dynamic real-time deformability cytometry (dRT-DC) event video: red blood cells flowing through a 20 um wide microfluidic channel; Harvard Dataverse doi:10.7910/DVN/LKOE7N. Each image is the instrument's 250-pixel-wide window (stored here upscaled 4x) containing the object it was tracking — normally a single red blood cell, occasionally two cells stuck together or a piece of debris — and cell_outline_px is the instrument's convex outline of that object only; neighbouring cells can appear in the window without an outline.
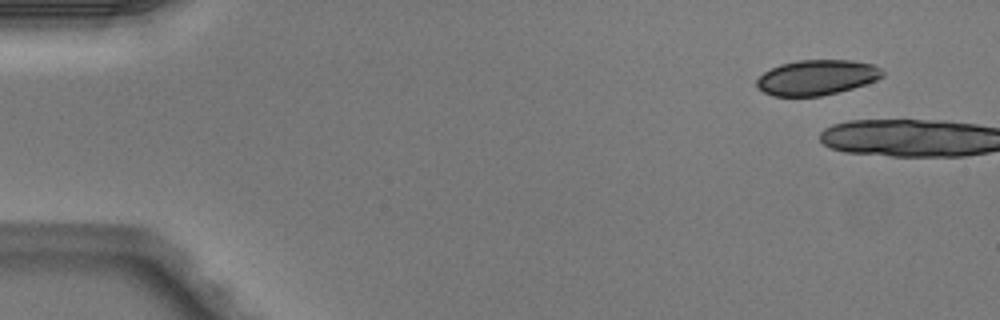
{"species": "Egyptian fruit bat (a non-hibernating species)", "species_latin": "Rousettus aegyptiacus", "temperature_condition": "warm", "stored_images_in_passage": 2, "camera_frame_rate_fps": 3000, "um_per_image_px": 0.085, "animal": {"sex": "male"}, "frame": {"image": 1, "passage_image": 1, "time_ms": 0.0, "image_size_px": [1000, 320], "cell_outline_px": [[884, 76], [876, 80], [852, 88], [820, 96], [776, 96], [764, 92], [756, 84], [756, 80], [764, 72], [780, 64], [800, 60], [852, 60], [872, 64], [880, 68], [884, 72]], "centroid_in_image_um": [69.44, 6.57], "position_along_channel_um": 15.6, "area_um2": 25.55}}